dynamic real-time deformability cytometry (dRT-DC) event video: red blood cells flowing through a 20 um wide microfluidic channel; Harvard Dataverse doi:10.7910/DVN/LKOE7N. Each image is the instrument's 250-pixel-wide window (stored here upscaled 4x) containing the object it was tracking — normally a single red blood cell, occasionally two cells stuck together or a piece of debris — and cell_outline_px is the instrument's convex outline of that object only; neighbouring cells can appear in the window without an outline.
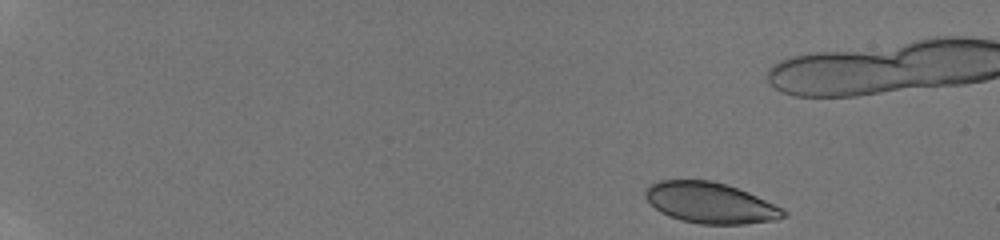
{"species": "human", "species_latin": "Homo sapiens", "temperature_condition": "room temperature", "stored_images_in_passage": 13, "camera_frame_rate_fps": 3000, "um_per_image_px": 0.085, "donor": {"sex": "male"}, "frame": {"image": 1, "passage_image": 1, "time_ms": 0.0, "image_size_px": [1000, 240], "cell_outline_px": [[788, 216], [776, 220], [744, 224], [700, 224], [680, 220], [668, 216], [660, 212], [644, 196], [644, 188], [660, 180], [712, 180], [748, 192], [788, 212]], "centroid_in_image_um": [60.35, 17.25], "position_along_channel_um": 24.7, "area_um2": 32.71}}
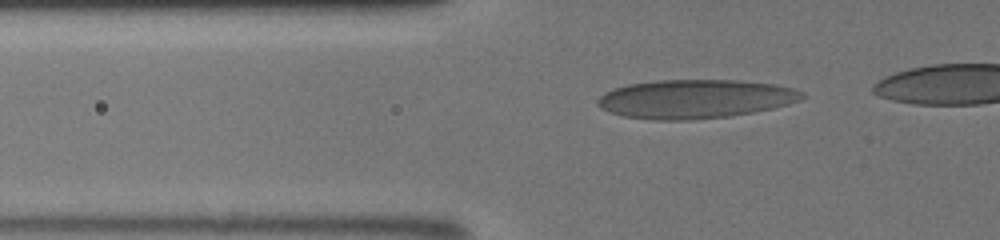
{"frame": {"image": 2, "passage_image": 13, "time_ms": 6.333, "image_size_px": [1000, 240], "cell_outline_px": [[804, 96], [800, 100], [788, 104], [772, 108], [752, 112], [728, 116], [688, 120], [652, 120], [624, 116], [600, 108], [596, 104], [596, 100], [604, 92], [628, 84], [656, 80], [740, 80], [776, 84], [796, 88], [804, 92]], "centroid_in_image_um": [59.1, 8.4], "position_along_channel_um": 66.7, "area_um2": 46.36}}